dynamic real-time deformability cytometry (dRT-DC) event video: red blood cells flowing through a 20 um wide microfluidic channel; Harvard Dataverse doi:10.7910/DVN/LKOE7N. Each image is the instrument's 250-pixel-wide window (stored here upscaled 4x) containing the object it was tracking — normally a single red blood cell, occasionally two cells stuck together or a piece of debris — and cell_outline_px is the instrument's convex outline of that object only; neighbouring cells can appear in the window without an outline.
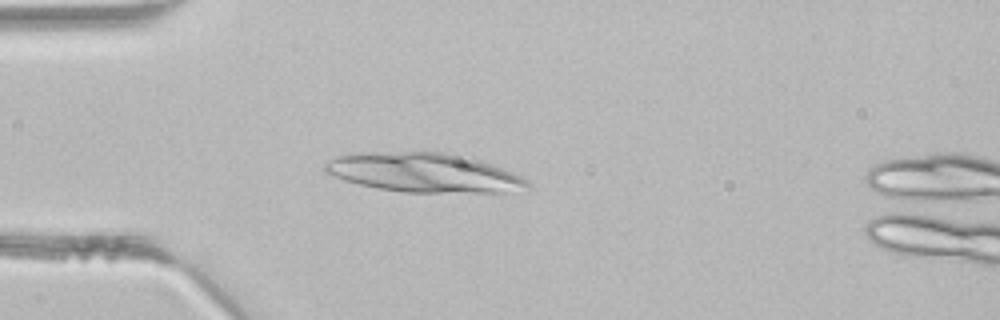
{"species": "common noctule bat (a hibernating species)", "species_latin": "Nyctalus noctula", "temperature_condition": "room temperature", "stored_images_in_passage": 2, "camera_frame_rate_fps": 3000, "um_per_image_px": 0.085, "animal": {"sex": "male", "body_mass_g": 21.5, "forearm_length_mm": 52.0}, "frame": {"image": 1, "passage_image": 2, "time_ms": 0.333, "image_size_px": [1000, 320], "cell_outline_px": [[532, 188], [504, 192], [404, 192], [376, 188], [344, 180], [332, 176], [324, 172], [324, 164], [328, 160], [336, 156], [360, 152], [444, 152], [472, 156], [512, 172], [528, 180]], "centroid_in_image_um": [36.04, 14.66], "position_along_channel_um": 49.0, "area_um2": 46.64}}